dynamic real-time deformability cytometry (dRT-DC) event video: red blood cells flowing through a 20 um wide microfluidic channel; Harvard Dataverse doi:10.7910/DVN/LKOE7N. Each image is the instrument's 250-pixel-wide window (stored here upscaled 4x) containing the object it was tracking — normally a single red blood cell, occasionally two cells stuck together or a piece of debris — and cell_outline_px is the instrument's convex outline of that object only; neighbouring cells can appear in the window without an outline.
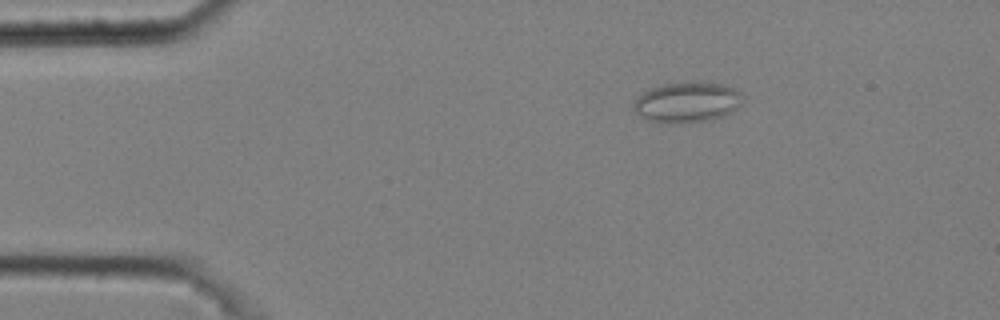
{"species": "common noctule bat (a hibernating species)", "species_latin": "Nyctalus noctula", "temperature_condition": "cold", "stored_images_in_passage": 4, "camera_frame_rate_fps": 3000, "um_per_image_px": 0.085, "animal": {"sex": "male", "body_mass_g": 20.4}, "frame": {"image": 1, "passage_image": 2, "time_ms": 0.333, "image_size_px": [1000, 320], "cell_outline_px": [[744, 96], [740, 104], [732, 112], [712, 120], [680, 124], [660, 124], [648, 120], [636, 112], [632, 108], [632, 104], [636, 96], [648, 88], [664, 84], [724, 84], [736, 88]], "centroid_in_image_um": [58.36, 8.74], "position_along_channel_um": 26.6, "area_um2": 25.84}}